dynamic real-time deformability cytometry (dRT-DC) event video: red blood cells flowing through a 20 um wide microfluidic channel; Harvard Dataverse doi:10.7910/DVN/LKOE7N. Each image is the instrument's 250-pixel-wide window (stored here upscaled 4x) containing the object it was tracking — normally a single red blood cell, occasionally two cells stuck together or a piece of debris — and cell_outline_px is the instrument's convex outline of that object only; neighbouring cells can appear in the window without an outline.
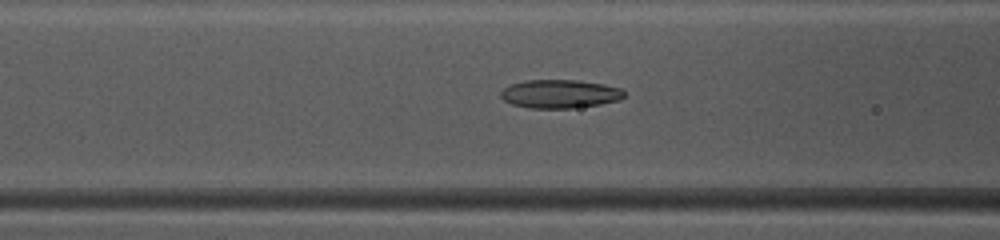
{"species": "common noctule bat (a hibernating species)", "species_latin": "Nyctalus noctula", "temperature_condition": "warm", "stored_images_in_passage": 9, "camera_frame_rate_fps": 3000, "um_per_image_px": 0.085, "animal": {"sex": "female", "body_mass_g": 10.0, "forearm_length_mm": 53.1}, "frame": {"image": 1, "passage_image": 4, "time_ms": 1.0, "image_size_px": [1000, 240], "cell_outline_px": [[624, 96], [620, 100], [600, 104], [572, 108], [528, 108], [512, 104], [504, 100], [500, 96], [500, 92], [504, 88], [512, 84], [524, 80], [576, 80], [604, 84], [620, 88], [624, 92]], "centroid_in_image_um": [47.58, 7.98], "position_along_channel_um": 119.0, "area_um2": 20.46}}
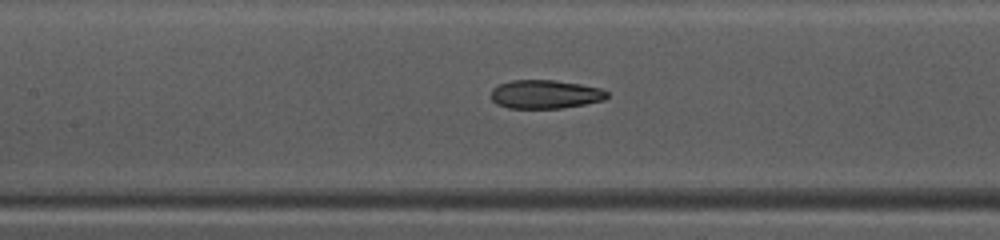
{"frame": {"image": 2, "passage_image": 7, "time_ms": 2.0, "image_size_px": [1000, 240], "cell_outline_px": [[608, 96], [604, 100], [584, 104], [560, 108], [508, 108], [496, 104], [492, 100], [492, 88], [500, 84], [512, 80], [556, 80], [580, 84], [600, 88], [608, 92]], "centroid_in_image_um": [46.34, 8.01], "position_along_channel_um": 161.1, "area_um2": 19.31}}